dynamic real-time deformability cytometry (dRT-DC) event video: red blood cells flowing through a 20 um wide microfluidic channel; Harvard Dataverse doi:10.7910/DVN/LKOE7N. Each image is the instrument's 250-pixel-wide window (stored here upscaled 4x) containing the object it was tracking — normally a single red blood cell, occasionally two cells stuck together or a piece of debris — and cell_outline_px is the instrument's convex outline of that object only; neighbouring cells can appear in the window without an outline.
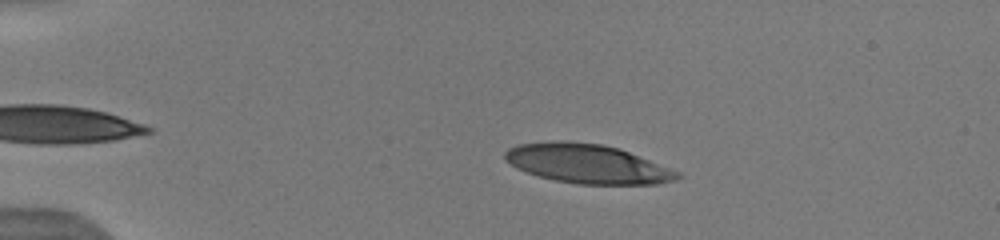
{"species": "human", "species_latin": "Homo sapiens", "temperature_condition": "warm", "stored_images_in_passage": 34, "camera_frame_rate_fps": 3000, "um_per_image_px": 0.085, "donor": {"sex": "male"}, "frame": {"image": 1, "passage_image": 16, "time_ms": 2.667, "image_size_px": [1000, 240], "cell_outline_px": [[684, 176], [676, 180], [656, 184], [576, 184], [536, 176], [516, 168], [504, 160], [504, 152], [508, 148], [516, 144], [556, 140], [564, 140], [600, 144], [620, 148], [680, 172]], "centroid_in_image_um": [49.89, 13.91], "position_along_channel_um": 35.1, "area_um2": 39.71}}
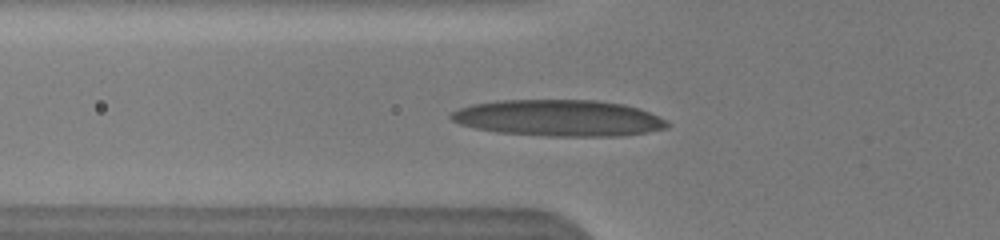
{"frame": {"image": 2, "passage_image": 24, "time_ms": 5.333, "image_size_px": [1000, 240], "cell_outline_px": [[668, 124], [664, 128], [644, 132], [620, 136], [548, 136], [496, 132], [476, 128], [460, 124], [452, 120], [448, 116], [452, 112], [460, 108], [472, 104], [496, 100], [596, 100], [624, 104], [640, 108], [664, 120]], "centroid_in_image_um": [47.43, 10.02], "position_along_channel_um": 78.4, "area_um2": 45.6}}